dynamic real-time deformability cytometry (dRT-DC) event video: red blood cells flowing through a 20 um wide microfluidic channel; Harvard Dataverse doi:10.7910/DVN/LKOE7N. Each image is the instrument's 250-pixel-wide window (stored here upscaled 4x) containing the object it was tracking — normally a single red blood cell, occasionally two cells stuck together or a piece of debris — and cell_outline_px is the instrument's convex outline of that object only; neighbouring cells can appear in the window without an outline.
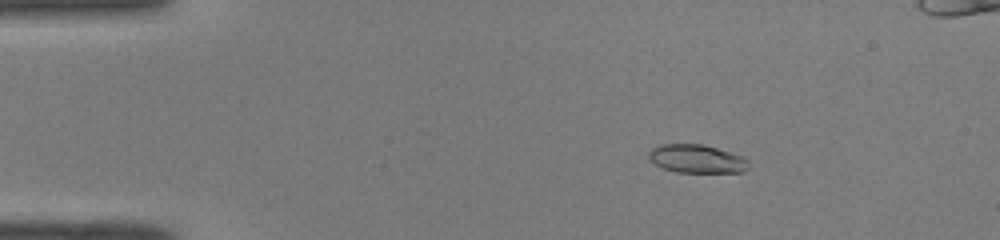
{"species": "common noctule bat (a hibernating species)", "species_latin": "Nyctalus noctula", "temperature_condition": "room temperature", "stored_images_in_passage": 52, "camera_frame_rate_fps": 3000, "um_per_image_px": 0.085, "animal": {"sex": "male", "body_mass_g": 19.0, "forearm_length_mm": 50.8}, "frame": {"image": 1, "passage_image": 9, "time_ms": 2.667, "image_size_px": [1000, 240], "cell_outline_px": [[748, 168], [744, 172], [676, 172], [664, 168], [656, 164], [648, 156], [648, 152], [652, 148], [660, 144], [704, 144], [744, 156], [748, 160]], "centroid_in_image_um": [59.25, 13.49], "position_along_channel_um": 25.7, "area_um2": 16.53}}
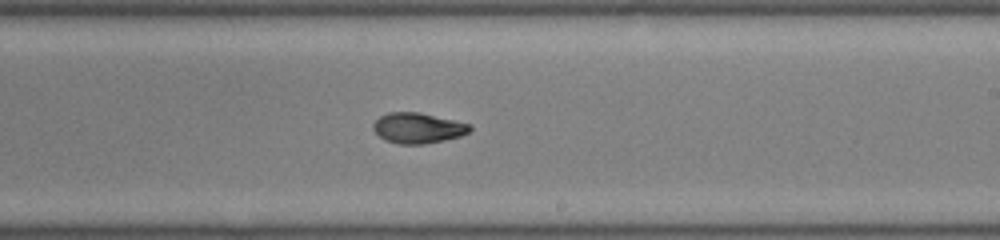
{"frame": {"image": 2, "passage_image": 31, "time_ms": 10.0, "image_size_px": [1000, 240], "cell_outline_px": [[472, 128], [468, 132], [460, 136], [444, 140], [424, 144], [400, 144], [384, 140], [372, 128], [372, 124], [380, 116], [388, 112], [420, 112], [472, 124]], "centroid_in_image_um": [35.52, 10.87], "position_along_channel_um": 253.5, "area_um2": 17.22}}
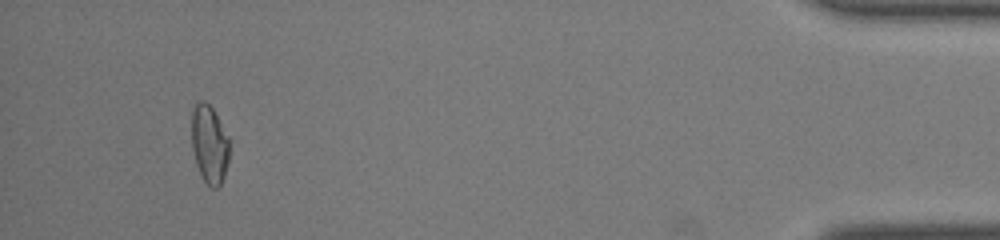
{"frame": {"image": 3, "passage_image": 48, "time_ms": 15.667, "image_size_px": [1000, 240], "cell_outline_px": [[228, 160], [224, 176], [220, 184], [216, 188], [212, 188], [200, 176], [196, 164], [192, 148], [192, 108], [200, 100], [204, 100], [212, 108], [228, 136]], "centroid_in_image_um": [17.78, 12.26], "position_along_channel_um": 417.4, "area_um2": 17.05}}